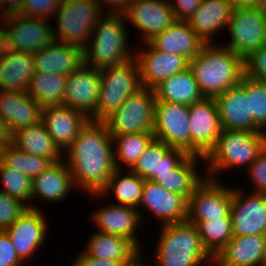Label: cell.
<instances>
[{
    "label": "cell",
    "instance_id": "cell-1",
    "mask_svg": "<svg viewBox=\"0 0 266 266\" xmlns=\"http://www.w3.org/2000/svg\"><path fill=\"white\" fill-rule=\"evenodd\" d=\"M64 153L74 185L83 193H99L116 169L112 136L103 121L89 120Z\"/></svg>",
    "mask_w": 266,
    "mask_h": 266
},
{
    "label": "cell",
    "instance_id": "cell-2",
    "mask_svg": "<svg viewBox=\"0 0 266 266\" xmlns=\"http://www.w3.org/2000/svg\"><path fill=\"white\" fill-rule=\"evenodd\" d=\"M189 68L204 98H216L238 85L245 74L244 60L229 48L216 43L206 44L189 61Z\"/></svg>",
    "mask_w": 266,
    "mask_h": 266
},
{
    "label": "cell",
    "instance_id": "cell-3",
    "mask_svg": "<svg viewBox=\"0 0 266 266\" xmlns=\"http://www.w3.org/2000/svg\"><path fill=\"white\" fill-rule=\"evenodd\" d=\"M265 146V132L223 129L216 145L204 158L207 167L204 175L220 181L221 173L243 166L248 168Z\"/></svg>",
    "mask_w": 266,
    "mask_h": 266
},
{
    "label": "cell",
    "instance_id": "cell-4",
    "mask_svg": "<svg viewBox=\"0 0 266 266\" xmlns=\"http://www.w3.org/2000/svg\"><path fill=\"white\" fill-rule=\"evenodd\" d=\"M125 20L124 14L107 13L96 23L90 41L83 48L84 64L103 69L134 58Z\"/></svg>",
    "mask_w": 266,
    "mask_h": 266
},
{
    "label": "cell",
    "instance_id": "cell-5",
    "mask_svg": "<svg viewBox=\"0 0 266 266\" xmlns=\"http://www.w3.org/2000/svg\"><path fill=\"white\" fill-rule=\"evenodd\" d=\"M159 232L153 254L156 266L212 265L213 258L203 247L193 223L185 220L162 225Z\"/></svg>",
    "mask_w": 266,
    "mask_h": 266
},
{
    "label": "cell",
    "instance_id": "cell-6",
    "mask_svg": "<svg viewBox=\"0 0 266 266\" xmlns=\"http://www.w3.org/2000/svg\"><path fill=\"white\" fill-rule=\"evenodd\" d=\"M105 15L97 0H61L54 13L53 38L84 48L90 41L96 23Z\"/></svg>",
    "mask_w": 266,
    "mask_h": 266
},
{
    "label": "cell",
    "instance_id": "cell-7",
    "mask_svg": "<svg viewBox=\"0 0 266 266\" xmlns=\"http://www.w3.org/2000/svg\"><path fill=\"white\" fill-rule=\"evenodd\" d=\"M101 88L98 106L92 121H103L132 94L137 92L141 85L140 71L136 58L123 64L100 69Z\"/></svg>",
    "mask_w": 266,
    "mask_h": 266
},
{
    "label": "cell",
    "instance_id": "cell-8",
    "mask_svg": "<svg viewBox=\"0 0 266 266\" xmlns=\"http://www.w3.org/2000/svg\"><path fill=\"white\" fill-rule=\"evenodd\" d=\"M155 102L154 90L142 87L103 122L111 135L153 133Z\"/></svg>",
    "mask_w": 266,
    "mask_h": 266
},
{
    "label": "cell",
    "instance_id": "cell-9",
    "mask_svg": "<svg viewBox=\"0 0 266 266\" xmlns=\"http://www.w3.org/2000/svg\"><path fill=\"white\" fill-rule=\"evenodd\" d=\"M226 29L231 39L224 47L243 60L266 45V16L260 5L233 8Z\"/></svg>",
    "mask_w": 266,
    "mask_h": 266
},
{
    "label": "cell",
    "instance_id": "cell-10",
    "mask_svg": "<svg viewBox=\"0 0 266 266\" xmlns=\"http://www.w3.org/2000/svg\"><path fill=\"white\" fill-rule=\"evenodd\" d=\"M189 107L171 102H155L153 134L172 148L191 154Z\"/></svg>",
    "mask_w": 266,
    "mask_h": 266
},
{
    "label": "cell",
    "instance_id": "cell-11",
    "mask_svg": "<svg viewBox=\"0 0 266 266\" xmlns=\"http://www.w3.org/2000/svg\"><path fill=\"white\" fill-rule=\"evenodd\" d=\"M189 107L191 155L206 157L222 132L215 98H204Z\"/></svg>",
    "mask_w": 266,
    "mask_h": 266
},
{
    "label": "cell",
    "instance_id": "cell-12",
    "mask_svg": "<svg viewBox=\"0 0 266 266\" xmlns=\"http://www.w3.org/2000/svg\"><path fill=\"white\" fill-rule=\"evenodd\" d=\"M50 20L12 14L4 23L9 49L35 54L53 40Z\"/></svg>",
    "mask_w": 266,
    "mask_h": 266
},
{
    "label": "cell",
    "instance_id": "cell-13",
    "mask_svg": "<svg viewBox=\"0 0 266 266\" xmlns=\"http://www.w3.org/2000/svg\"><path fill=\"white\" fill-rule=\"evenodd\" d=\"M237 188L232 187L230 215L233 235H266V193L252 191L245 194L243 187Z\"/></svg>",
    "mask_w": 266,
    "mask_h": 266
},
{
    "label": "cell",
    "instance_id": "cell-14",
    "mask_svg": "<svg viewBox=\"0 0 266 266\" xmlns=\"http://www.w3.org/2000/svg\"><path fill=\"white\" fill-rule=\"evenodd\" d=\"M232 204V185L205 178L188 198L186 220H209L226 217Z\"/></svg>",
    "mask_w": 266,
    "mask_h": 266
},
{
    "label": "cell",
    "instance_id": "cell-15",
    "mask_svg": "<svg viewBox=\"0 0 266 266\" xmlns=\"http://www.w3.org/2000/svg\"><path fill=\"white\" fill-rule=\"evenodd\" d=\"M100 88V69L82 64L66 75L63 105L82 112L90 119L98 106Z\"/></svg>",
    "mask_w": 266,
    "mask_h": 266
},
{
    "label": "cell",
    "instance_id": "cell-16",
    "mask_svg": "<svg viewBox=\"0 0 266 266\" xmlns=\"http://www.w3.org/2000/svg\"><path fill=\"white\" fill-rule=\"evenodd\" d=\"M138 47L134 57L138 62L142 87L153 89L162 80L189 68V60L184 56L159 51L149 42L144 43L141 49Z\"/></svg>",
    "mask_w": 266,
    "mask_h": 266
},
{
    "label": "cell",
    "instance_id": "cell-17",
    "mask_svg": "<svg viewBox=\"0 0 266 266\" xmlns=\"http://www.w3.org/2000/svg\"><path fill=\"white\" fill-rule=\"evenodd\" d=\"M124 15L142 33V44L176 22L169 0H133Z\"/></svg>",
    "mask_w": 266,
    "mask_h": 266
},
{
    "label": "cell",
    "instance_id": "cell-18",
    "mask_svg": "<svg viewBox=\"0 0 266 266\" xmlns=\"http://www.w3.org/2000/svg\"><path fill=\"white\" fill-rule=\"evenodd\" d=\"M45 218L41 209L27 207L15 222L4 230L23 263L32 258L46 241L48 229Z\"/></svg>",
    "mask_w": 266,
    "mask_h": 266
},
{
    "label": "cell",
    "instance_id": "cell-19",
    "mask_svg": "<svg viewBox=\"0 0 266 266\" xmlns=\"http://www.w3.org/2000/svg\"><path fill=\"white\" fill-rule=\"evenodd\" d=\"M188 200L175 192L168 191L152 180H145L142 199L138 206L151 212L161 225L183 222L187 218Z\"/></svg>",
    "mask_w": 266,
    "mask_h": 266
},
{
    "label": "cell",
    "instance_id": "cell-20",
    "mask_svg": "<svg viewBox=\"0 0 266 266\" xmlns=\"http://www.w3.org/2000/svg\"><path fill=\"white\" fill-rule=\"evenodd\" d=\"M102 207L94 210L95 212L93 211L90 217L92 223L96 225L97 231L125 237L142 251L141 242L137 238L139 235L136 232L140 228L142 221L143 223L145 221L143 220L142 212L136 208L113 202Z\"/></svg>",
    "mask_w": 266,
    "mask_h": 266
},
{
    "label": "cell",
    "instance_id": "cell-21",
    "mask_svg": "<svg viewBox=\"0 0 266 266\" xmlns=\"http://www.w3.org/2000/svg\"><path fill=\"white\" fill-rule=\"evenodd\" d=\"M89 120L82 112L65 105L46 106L42 109V122L63 154Z\"/></svg>",
    "mask_w": 266,
    "mask_h": 266
},
{
    "label": "cell",
    "instance_id": "cell-22",
    "mask_svg": "<svg viewBox=\"0 0 266 266\" xmlns=\"http://www.w3.org/2000/svg\"><path fill=\"white\" fill-rule=\"evenodd\" d=\"M216 266H266V235L234 236L213 259Z\"/></svg>",
    "mask_w": 266,
    "mask_h": 266
},
{
    "label": "cell",
    "instance_id": "cell-23",
    "mask_svg": "<svg viewBox=\"0 0 266 266\" xmlns=\"http://www.w3.org/2000/svg\"><path fill=\"white\" fill-rule=\"evenodd\" d=\"M187 155L184 149L172 148L154 138L131 170L144 180H160L161 175L170 173Z\"/></svg>",
    "mask_w": 266,
    "mask_h": 266
},
{
    "label": "cell",
    "instance_id": "cell-24",
    "mask_svg": "<svg viewBox=\"0 0 266 266\" xmlns=\"http://www.w3.org/2000/svg\"><path fill=\"white\" fill-rule=\"evenodd\" d=\"M76 188L72 173L64 159L53 163L44 172L32 180V208L39 209L33 202L34 199L46 203L63 202L69 197L70 192Z\"/></svg>",
    "mask_w": 266,
    "mask_h": 266
},
{
    "label": "cell",
    "instance_id": "cell-25",
    "mask_svg": "<svg viewBox=\"0 0 266 266\" xmlns=\"http://www.w3.org/2000/svg\"><path fill=\"white\" fill-rule=\"evenodd\" d=\"M42 107L27 92L0 91V116L12 134L42 122Z\"/></svg>",
    "mask_w": 266,
    "mask_h": 266
},
{
    "label": "cell",
    "instance_id": "cell-26",
    "mask_svg": "<svg viewBox=\"0 0 266 266\" xmlns=\"http://www.w3.org/2000/svg\"><path fill=\"white\" fill-rule=\"evenodd\" d=\"M222 129L263 132L249 115V98L238 84L215 98Z\"/></svg>",
    "mask_w": 266,
    "mask_h": 266
},
{
    "label": "cell",
    "instance_id": "cell-27",
    "mask_svg": "<svg viewBox=\"0 0 266 266\" xmlns=\"http://www.w3.org/2000/svg\"><path fill=\"white\" fill-rule=\"evenodd\" d=\"M35 72L69 75L84 64L83 49L74 44L53 40L33 54Z\"/></svg>",
    "mask_w": 266,
    "mask_h": 266
},
{
    "label": "cell",
    "instance_id": "cell-28",
    "mask_svg": "<svg viewBox=\"0 0 266 266\" xmlns=\"http://www.w3.org/2000/svg\"><path fill=\"white\" fill-rule=\"evenodd\" d=\"M149 43L157 50L186 57L195 58L206 45L188 22L176 21L163 32L157 34Z\"/></svg>",
    "mask_w": 266,
    "mask_h": 266
},
{
    "label": "cell",
    "instance_id": "cell-29",
    "mask_svg": "<svg viewBox=\"0 0 266 266\" xmlns=\"http://www.w3.org/2000/svg\"><path fill=\"white\" fill-rule=\"evenodd\" d=\"M233 8L227 0H202L188 23L206 44H211L214 36L227 28Z\"/></svg>",
    "mask_w": 266,
    "mask_h": 266
},
{
    "label": "cell",
    "instance_id": "cell-30",
    "mask_svg": "<svg viewBox=\"0 0 266 266\" xmlns=\"http://www.w3.org/2000/svg\"><path fill=\"white\" fill-rule=\"evenodd\" d=\"M34 72L32 54L9 49L0 62V91L27 92Z\"/></svg>",
    "mask_w": 266,
    "mask_h": 266
},
{
    "label": "cell",
    "instance_id": "cell-31",
    "mask_svg": "<svg viewBox=\"0 0 266 266\" xmlns=\"http://www.w3.org/2000/svg\"><path fill=\"white\" fill-rule=\"evenodd\" d=\"M95 232L89 236L87 245L83 250L89 256L115 260L126 266L142 252L131 240L125 237Z\"/></svg>",
    "mask_w": 266,
    "mask_h": 266
},
{
    "label": "cell",
    "instance_id": "cell-32",
    "mask_svg": "<svg viewBox=\"0 0 266 266\" xmlns=\"http://www.w3.org/2000/svg\"><path fill=\"white\" fill-rule=\"evenodd\" d=\"M153 90L156 102L189 106L204 99L190 68L162 80Z\"/></svg>",
    "mask_w": 266,
    "mask_h": 266
},
{
    "label": "cell",
    "instance_id": "cell-33",
    "mask_svg": "<svg viewBox=\"0 0 266 266\" xmlns=\"http://www.w3.org/2000/svg\"><path fill=\"white\" fill-rule=\"evenodd\" d=\"M11 143L19 150L47 158L53 163L64 159L43 122L14 131L11 134Z\"/></svg>",
    "mask_w": 266,
    "mask_h": 266
},
{
    "label": "cell",
    "instance_id": "cell-34",
    "mask_svg": "<svg viewBox=\"0 0 266 266\" xmlns=\"http://www.w3.org/2000/svg\"><path fill=\"white\" fill-rule=\"evenodd\" d=\"M144 183L145 180L130 169L128 171L127 169H115L106 186L99 193L89 195L100 199L113 193L114 199L117 201L114 203L137 209L142 199Z\"/></svg>",
    "mask_w": 266,
    "mask_h": 266
},
{
    "label": "cell",
    "instance_id": "cell-35",
    "mask_svg": "<svg viewBox=\"0 0 266 266\" xmlns=\"http://www.w3.org/2000/svg\"><path fill=\"white\" fill-rule=\"evenodd\" d=\"M200 160H202V163L205 161L204 157L188 154L173 170L170 171V173L161 175L160 180L152 181L157 182L168 191L184 196L188 200L193 191L205 180L206 177L203 173H200V170H197L199 169L198 163Z\"/></svg>",
    "mask_w": 266,
    "mask_h": 266
},
{
    "label": "cell",
    "instance_id": "cell-36",
    "mask_svg": "<svg viewBox=\"0 0 266 266\" xmlns=\"http://www.w3.org/2000/svg\"><path fill=\"white\" fill-rule=\"evenodd\" d=\"M66 75L61 73L34 72L27 93L43 108L63 105Z\"/></svg>",
    "mask_w": 266,
    "mask_h": 266
},
{
    "label": "cell",
    "instance_id": "cell-37",
    "mask_svg": "<svg viewBox=\"0 0 266 266\" xmlns=\"http://www.w3.org/2000/svg\"><path fill=\"white\" fill-rule=\"evenodd\" d=\"M196 226L201 242L208 254L214 259L233 237L232 220L229 214L209 220H187Z\"/></svg>",
    "mask_w": 266,
    "mask_h": 266
},
{
    "label": "cell",
    "instance_id": "cell-38",
    "mask_svg": "<svg viewBox=\"0 0 266 266\" xmlns=\"http://www.w3.org/2000/svg\"><path fill=\"white\" fill-rule=\"evenodd\" d=\"M113 140L114 165L122 169H132L142 156L149 143L155 138L153 133L111 135ZM122 166V167H121Z\"/></svg>",
    "mask_w": 266,
    "mask_h": 266
},
{
    "label": "cell",
    "instance_id": "cell-39",
    "mask_svg": "<svg viewBox=\"0 0 266 266\" xmlns=\"http://www.w3.org/2000/svg\"><path fill=\"white\" fill-rule=\"evenodd\" d=\"M1 163L5 167L27 175L31 180L53 164L47 158L19 150L12 143L7 147Z\"/></svg>",
    "mask_w": 266,
    "mask_h": 266
},
{
    "label": "cell",
    "instance_id": "cell-40",
    "mask_svg": "<svg viewBox=\"0 0 266 266\" xmlns=\"http://www.w3.org/2000/svg\"><path fill=\"white\" fill-rule=\"evenodd\" d=\"M239 85L249 98V115L254 123L266 133V83L243 75Z\"/></svg>",
    "mask_w": 266,
    "mask_h": 266
},
{
    "label": "cell",
    "instance_id": "cell-41",
    "mask_svg": "<svg viewBox=\"0 0 266 266\" xmlns=\"http://www.w3.org/2000/svg\"><path fill=\"white\" fill-rule=\"evenodd\" d=\"M0 182L3 186L0 188L1 192L17 198L27 207L32 208V180L27 175L0 163Z\"/></svg>",
    "mask_w": 266,
    "mask_h": 266
},
{
    "label": "cell",
    "instance_id": "cell-42",
    "mask_svg": "<svg viewBox=\"0 0 266 266\" xmlns=\"http://www.w3.org/2000/svg\"><path fill=\"white\" fill-rule=\"evenodd\" d=\"M26 209L23 202L0 191V230L9 228Z\"/></svg>",
    "mask_w": 266,
    "mask_h": 266
},
{
    "label": "cell",
    "instance_id": "cell-43",
    "mask_svg": "<svg viewBox=\"0 0 266 266\" xmlns=\"http://www.w3.org/2000/svg\"><path fill=\"white\" fill-rule=\"evenodd\" d=\"M61 0H23L19 14L51 20Z\"/></svg>",
    "mask_w": 266,
    "mask_h": 266
},
{
    "label": "cell",
    "instance_id": "cell-44",
    "mask_svg": "<svg viewBox=\"0 0 266 266\" xmlns=\"http://www.w3.org/2000/svg\"><path fill=\"white\" fill-rule=\"evenodd\" d=\"M251 178L253 192L266 193V146L261 150L256 160L246 169Z\"/></svg>",
    "mask_w": 266,
    "mask_h": 266
},
{
    "label": "cell",
    "instance_id": "cell-45",
    "mask_svg": "<svg viewBox=\"0 0 266 266\" xmlns=\"http://www.w3.org/2000/svg\"><path fill=\"white\" fill-rule=\"evenodd\" d=\"M245 75L266 83V45L244 60Z\"/></svg>",
    "mask_w": 266,
    "mask_h": 266
},
{
    "label": "cell",
    "instance_id": "cell-46",
    "mask_svg": "<svg viewBox=\"0 0 266 266\" xmlns=\"http://www.w3.org/2000/svg\"><path fill=\"white\" fill-rule=\"evenodd\" d=\"M9 235L0 230V266H22Z\"/></svg>",
    "mask_w": 266,
    "mask_h": 266
},
{
    "label": "cell",
    "instance_id": "cell-47",
    "mask_svg": "<svg viewBox=\"0 0 266 266\" xmlns=\"http://www.w3.org/2000/svg\"><path fill=\"white\" fill-rule=\"evenodd\" d=\"M202 0H175L170 1L176 21L188 22L198 9Z\"/></svg>",
    "mask_w": 266,
    "mask_h": 266
},
{
    "label": "cell",
    "instance_id": "cell-48",
    "mask_svg": "<svg viewBox=\"0 0 266 266\" xmlns=\"http://www.w3.org/2000/svg\"><path fill=\"white\" fill-rule=\"evenodd\" d=\"M72 262L71 266H124L121 262L110 259L94 258L84 252L77 255Z\"/></svg>",
    "mask_w": 266,
    "mask_h": 266
},
{
    "label": "cell",
    "instance_id": "cell-49",
    "mask_svg": "<svg viewBox=\"0 0 266 266\" xmlns=\"http://www.w3.org/2000/svg\"><path fill=\"white\" fill-rule=\"evenodd\" d=\"M105 14H125L133 0H97ZM106 8H110L107 10ZM106 9V10H105Z\"/></svg>",
    "mask_w": 266,
    "mask_h": 266
},
{
    "label": "cell",
    "instance_id": "cell-50",
    "mask_svg": "<svg viewBox=\"0 0 266 266\" xmlns=\"http://www.w3.org/2000/svg\"><path fill=\"white\" fill-rule=\"evenodd\" d=\"M1 2L11 15L19 14L21 12L23 0H1Z\"/></svg>",
    "mask_w": 266,
    "mask_h": 266
},
{
    "label": "cell",
    "instance_id": "cell-51",
    "mask_svg": "<svg viewBox=\"0 0 266 266\" xmlns=\"http://www.w3.org/2000/svg\"><path fill=\"white\" fill-rule=\"evenodd\" d=\"M2 26L0 24V62L3 60V57L9 50L8 39L6 36V28L4 26V23Z\"/></svg>",
    "mask_w": 266,
    "mask_h": 266
},
{
    "label": "cell",
    "instance_id": "cell-52",
    "mask_svg": "<svg viewBox=\"0 0 266 266\" xmlns=\"http://www.w3.org/2000/svg\"><path fill=\"white\" fill-rule=\"evenodd\" d=\"M234 8L258 6V0H227Z\"/></svg>",
    "mask_w": 266,
    "mask_h": 266
},
{
    "label": "cell",
    "instance_id": "cell-53",
    "mask_svg": "<svg viewBox=\"0 0 266 266\" xmlns=\"http://www.w3.org/2000/svg\"><path fill=\"white\" fill-rule=\"evenodd\" d=\"M11 144V138L0 137V163L3 160L7 147Z\"/></svg>",
    "mask_w": 266,
    "mask_h": 266
},
{
    "label": "cell",
    "instance_id": "cell-54",
    "mask_svg": "<svg viewBox=\"0 0 266 266\" xmlns=\"http://www.w3.org/2000/svg\"><path fill=\"white\" fill-rule=\"evenodd\" d=\"M143 255V252H140L132 261H130L126 266H151L148 265L147 263H145V261H143L141 257Z\"/></svg>",
    "mask_w": 266,
    "mask_h": 266
},
{
    "label": "cell",
    "instance_id": "cell-55",
    "mask_svg": "<svg viewBox=\"0 0 266 266\" xmlns=\"http://www.w3.org/2000/svg\"><path fill=\"white\" fill-rule=\"evenodd\" d=\"M0 137L11 138V133L5 124L4 119L0 116Z\"/></svg>",
    "mask_w": 266,
    "mask_h": 266
},
{
    "label": "cell",
    "instance_id": "cell-56",
    "mask_svg": "<svg viewBox=\"0 0 266 266\" xmlns=\"http://www.w3.org/2000/svg\"><path fill=\"white\" fill-rule=\"evenodd\" d=\"M10 16L11 14L5 9L3 3L0 0V23H5Z\"/></svg>",
    "mask_w": 266,
    "mask_h": 266
},
{
    "label": "cell",
    "instance_id": "cell-57",
    "mask_svg": "<svg viewBox=\"0 0 266 266\" xmlns=\"http://www.w3.org/2000/svg\"><path fill=\"white\" fill-rule=\"evenodd\" d=\"M258 5L260 6L266 5V0H258Z\"/></svg>",
    "mask_w": 266,
    "mask_h": 266
},
{
    "label": "cell",
    "instance_id": "cell-58",
    "mask_svg": "<svg viewBox=\"0 0 266 266\" xmlns=\"http://www.w3.org/2000/svg\"><path fill=\"white\" fill-rule=\"evenodd\" d=\"M262 8H263V11H264L265 16H266V5L262 6Z\"/></svg>",
    "mask_w": 266,
    "mask_h": 266
}]
</instances>
